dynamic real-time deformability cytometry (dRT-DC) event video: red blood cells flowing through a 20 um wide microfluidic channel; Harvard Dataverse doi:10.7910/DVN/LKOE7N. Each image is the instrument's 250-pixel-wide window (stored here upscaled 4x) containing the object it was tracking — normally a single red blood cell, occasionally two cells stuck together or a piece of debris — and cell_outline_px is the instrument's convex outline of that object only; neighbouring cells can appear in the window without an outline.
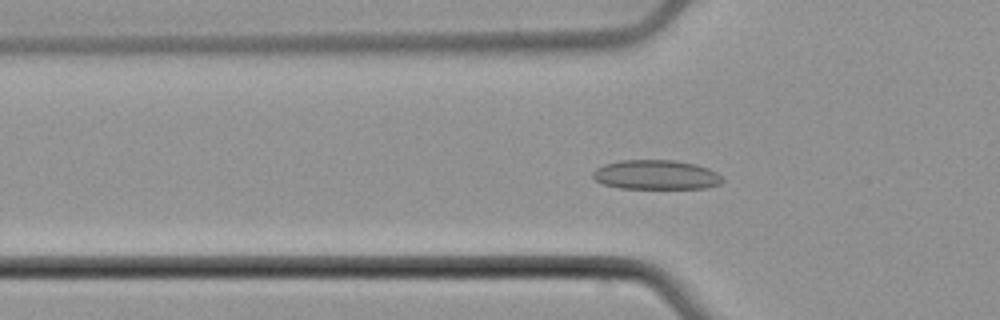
{"species": "common noctule bat (a hibernating species)", "species_latin": "Nyctalus noctula", "temperature_condition": "cold", "stored_images_in_passage": 55, "camera_frame_rate_fps": 3000, "um_per_image_px": 0.085, "animal": {"sex": "male", "body_mass_g": 21.5, "forearm_length_mm": 52.0}, "frame": {"image": 1, "passage_image": 18, "time_ms": 5.667, "image_size_px": [1000, 320], "cell_outline_px": [[724, 180], [720, 184], [704, 188], [620, 188], [604, 184], [596, 180], [592, 176], [592, 172], [596, 168], [604, 164], [620, 160], [672, 160], [696, 164], [708, 168], [716, 172]], "centroid_in_image_um": [55.75, 14.85], "position_along_channel_um": 70.0, "area_um2": 22.2}}
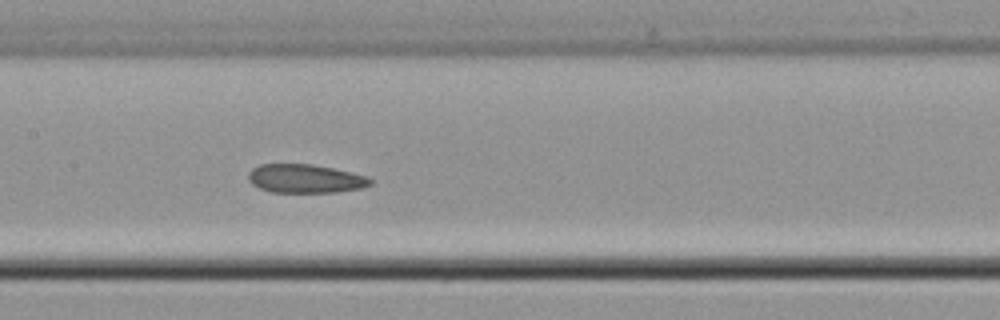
{"frame": {"image": 2, "passage_image": 27, "time_ms": 8.667, "image_size_px": [1000, 320], "cell_outline_px": [[372, 184], [364, 188], [336, 192], [272, 192], [260, 188], [252, 184], [248, 180], [248, 172], [252, 168], [260, 164], [312, 164], [332, 168], [368, 176], [372, 180]], "centroid_in_image_um": [25.95, 15.18], "position_along_channel_um": 181.4, "area_um2": 20.46}}
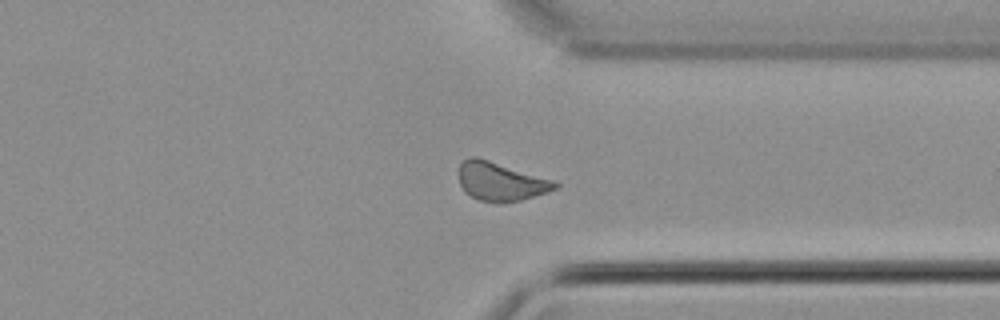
{"frame": {"image": 3, "passage_image": 42, "time_ms": 13.667, "image_size_px": [1000, 320], "cell_outline_px": [[560, 184], [556, 188], [548, 192], [520, 200], [504, 204], [476, 200], [464, 192], [460, 184], [460, 164], [464, 160], [472, 156], [476, 156], [556, 180]], "centroid_in_image_um": [42.58, 15.44], "position_along_channel_um": 368.8, "area_um2": 21.96}}